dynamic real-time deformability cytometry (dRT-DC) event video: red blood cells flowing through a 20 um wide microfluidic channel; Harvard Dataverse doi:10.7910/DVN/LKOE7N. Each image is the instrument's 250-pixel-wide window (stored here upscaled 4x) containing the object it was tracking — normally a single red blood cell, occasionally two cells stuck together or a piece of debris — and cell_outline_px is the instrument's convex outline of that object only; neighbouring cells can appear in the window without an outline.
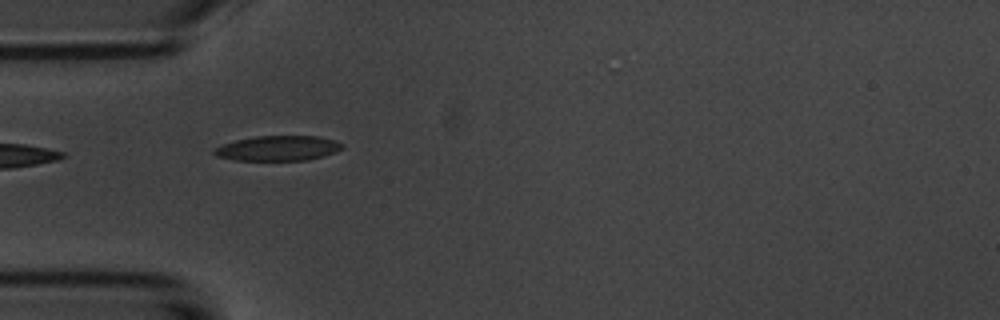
{"species": "common noctule bat (a hibernating species)", "species_latin": "Nyctalus noctula", "temperature_condition": "room temperature", "stored_images_in_passage": 6, "camera_frame_rate_fps": 3000, "um_per_image_px": 0.085, "animal": {"sex": "male", "body_mass_g": 20.1, "forearm_length_mm": 53.5}, "frame": {"image": 1, "passage_image": 5, "time_ms": 3.667, "image_size_px": [1000, 320], "cell_outline_px": [[344, 148], [336, 152], [324, 156], [308, 160], [236, 160], [216, 156], [212, 152], [216, 148], [224, 144], [236, 140], [256, 136], [316, 136], [332, 140], [344, 144]], "centroid_in_image_um": [23.66, 12.6], "position_along_channel_um": 61.3, "area_um2": 18.55}}
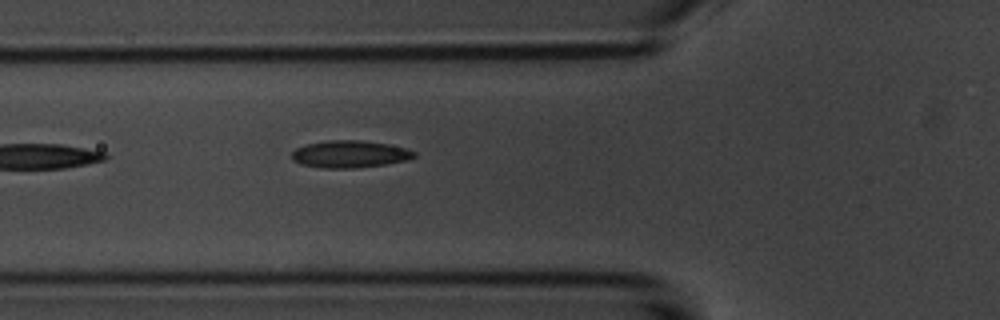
{"frame": {"image": 2, "passage_image": 6, "time_ms": 4.667, "image_size_px": [1000, 320], "cell_outline_px": [[416, 156], [408, 160], [384, 164], [356, 168], [320, 168], [300, 164], [292, 160], [292, 152], [296, 148], [304, 144], [328, 140], [360, 140], [388, 144], [404, 148], [416, 152]], "centroid_in_image_um": [29.69, 13.1], "position_along_channel_um": 96.1, "area_um2": 19.48}}